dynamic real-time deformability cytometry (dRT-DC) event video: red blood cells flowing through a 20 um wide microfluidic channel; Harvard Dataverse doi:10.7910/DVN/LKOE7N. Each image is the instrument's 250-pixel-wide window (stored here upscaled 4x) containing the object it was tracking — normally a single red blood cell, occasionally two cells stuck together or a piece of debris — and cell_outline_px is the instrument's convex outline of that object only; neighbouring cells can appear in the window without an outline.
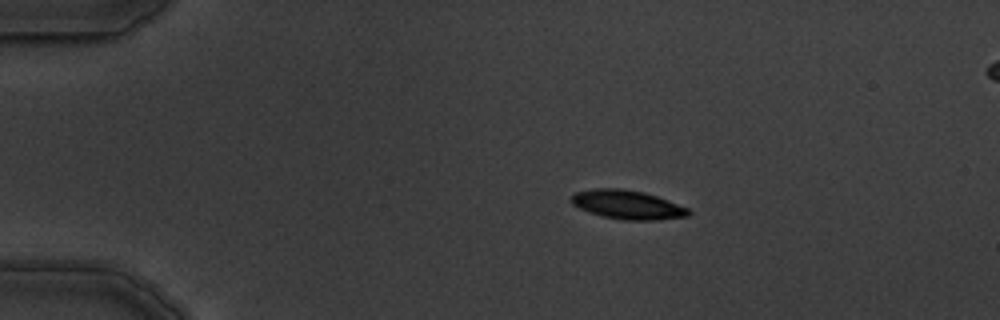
{"species": "common noctule bat (a hibernating species)", "species_latin": "Nyctalus noctula", "temperature_condition": "warm", "stored_images_in_passage": 6, "segment_of_instrument_passage": [1, 2], "camera_frame_rate_fps": 3000, "um_per_image_px": 0.085, "animal": {"sex": "male", "body_mass_g": 19.5, "forearm_length_mm": 54.6}, "frame": {"image": 1, "passage_image": 3, "time_ms": 2.667, "image_size_px": [1000, 320], "cell_outline_px": [[692, 212], [688, 216], [656, 220], [624, 220], [604, 216], [580, 208], [572, 204], [572, 196], [576, 192], [596, 188], [620, 188], [644, 192], [656, 196], [688, 208]], "centroid_in_image_um": [53.36, 17.39], "position_along_channel_um": 31.6, "area_um2": 19.42}}